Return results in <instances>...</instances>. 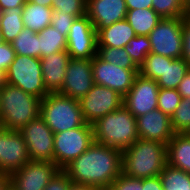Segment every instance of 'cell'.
Returning a JSON list of instances; mask_svg holds the SVG:
<instances>
[{
    "instance_id": "obj_1",
    "label": "cell",
    "mask_w": 190,
    "mask_h": 190,
    "mask_svg": "<svg viewBox=\"0 0 190 190\" xmlns=\"http://www.w3.org/2000/svg\"><path fill=\"white\" fill-rule=\"evenodd\" d=\"M122 152L98 142L63 170L75 184L89 185L97 190H107L122 172Z\"/></svg>"
},
{
    "instance_id": "obj_2",
    "label": "cell",
    "mask_w": 190,
    "mask_h": 190,
    "mask_svg": "<svg viewBox=\"0 0 190 190\" xmlns=\"http://www.w3.org/2000/svg\"><path fill=\"white\" fill-rule=\"evenodd\" d=\"M166 165V145L158 141L138 138L122 152V173L130 177H156Z\"/></svg>"
},
{
    "instance_id": "obj_3",
    "label": "cell",
    "mask_w": 190,
    "mask_h": 190,
    "mask_svg": "<svg viewBox=\"0 0 190 190\" xmlns=\"http://www.w3.org/2000/svg\"><path fill=\"white\" fill-rule=\"evenodd\" d=\"M40 111V98L10 84L0 90L1 128L19 131L24 125L38 118Z\"/></svg>"
},
{
    "instance_id": "obj_4",
    "label": "cell",
    "mask_w": 190,
    "mask_h": 190,
    "mask_svg": "<svg viewBox=\"0 0 190 190\" xmlns=\"http://www.w3.org/2000/svg\"><path fill=\"white\" fill-rule=\"evenodd\" d=\"M92 126L95 142L121 152L139 138L136 118L124 105L98 119Z\"/></svg>"
},
{
    "instance_id": "obj_5",
    "label": "cell",
    "mask_w": 190,
    "mask_h": 190,
    "mask_svg": "<svg viewBox=\"0 0 190 190\" xmlns=\"http://www.w3.org/2000/svg\"><path fill=\"white\" fill-rule=\"evenodd\" d=\"M40 116L54 134L86 124L79 101L59 93H48L41 100Z\"/></svg>"
},
{
    "instance_id": "obj_6",
    "label": "cell",
    "mask_w": 190,
    "mask_h": 190,
    "mask_svg": "<svg viewBox=\"0 0 190 190\" xmlns=\"http://www.w3.org/2000/svg\"><path fill=\"white\" fill-rule=\"evenodd\" d=\"M94 142L93 126H84L54 134L53 162L64 169Z\"/></svg>"
},
{
    "instance_id": "obj_7",
    "label": "cell",
    "mask_w": 190,
    "mask_h": 190,
    "mask_svg": "<svg viewBox=\"0 0 190 190\" xmlns=\"http://www.w3.org/2000/svg\"><path fill=\"white\" fill-rule=\"evenodd\" d=\"M6 73L7 84L19 87L41 100L48 94L43 81L40 58L16 55Z\"/></svg>"
},
{
    "instance_id": "obj_8",
    "label": "cell",
    "mask_w": 190,
    "mask_h": 190,
    "mask_svg": "<svg viewBox=\"0 0 190 190\" xmlns=\"http://www.w3.org/2000/svg\"><path fill=\"white\" fill-rule=\"evenodd\" d=\"M183 22L184 18H162L149 33L151 53L172 59L183 55Z\"/></svg>"
},
{
    "instance_id": "obj_9",
    "label": "cell",
    "mask_w": 190,
    "mask_h": 190,
    "mask_svg": "<svg viewBox=\"0 0 190 190\" xmlns=\"http://www.w3.org/2000/svg\"><path fill=\"white\" fill-rule=\"evenodd\" d=\"M79 103L85 122L92 125L120 108L123 105V96L108 87L94 84Z\"/></svg>"
},
{
    "instance_id": "obj_10",
    "label": "cell",
    "mask_w": 190,
    "mask_h": 190,
    "mask_svg": "<svg viewBox=\"0 0 190 190\" xmlns=\"http://www.w3.org/2000/svg\"><path fill=\"white\" fill-rule=\"evenodd\" d=\"M19 131L23 135L31 160L53 162L54 133L41 116L24 125Z\"/></svg>"
},
{
    "instance_id": "obj_11",
    "label": "cell",
    "mask_w": 190,
    "mask_h": 190,
    "mask_svg": "<svg viewBox=\"0 0 190 190\" xmlns=\"http://www.w3.org/2000/svg\"><path fill=\"white\" fill-rule=\"evenodd\" d=\"M94 84L108 87L125 96L133 86L139 69H125L102 60L97 54L92 59Z\"/></svg>"
},
{
    "instance_id": "obj_12",
    "label": "cell",
    "mask_w": 190,
    "mask_h": 190,
    "mask_svg": "<svg viewBox=\"0 0 190 190\" xmlns=\"http://www.w3.org/2000/svg\"><path fill=\"white\" fill-rule=\"evenodd\" d=\"M67 53L72 59H93L97 54V32L87 15L72 23L67 37Z\"/></svg>"
},
{
    "instance_id": "obj_13",
    "label": "cell",
    "mask_w": 190,
    "mask_h": 190,
    "mask_svg": "<svg viewBox=\"0 0 190 190\" xmlns=\"http://www.w3.org/2000/svg\"><path fill=\"white\" fill-rule=\"evenodd\" d=\"M59 170L54 162L30 160L10 174V185L16 190H44Z\"/></svg>"
},
{
    "instance_id": "obj_14",
    "label": "cell",
    "mask_w": 190,
    "mask_h": 190,
    "mask_svg": "<svg viewBox=\"0 0 190 190\" xmlns=\"http://www.w3.org/2000/svg\"><path fill=\"white\" fill-rule=\"evenodd\" d=\"M30 160L21 132L0 128V172L11 174Z\"/></svg>"
},
{
    "instance_id": "obj_15",
    "label": "cell",
    "mask_w": 190,
    "mask_h": 190,
    "mask_svg": "<svg viewBox=\"0 0 190 190\" xmlns=\"http://www.w3.org/2000/svg\"><path fill=\"white\" fill-rule=\"evenodd\" d=\"M158 83L138 74L133 86L123 97V105L134 115L141 116L158 109Z\"/></svg>"
},
{
    "instance_id": "obj_16",
    "label": "cell",
    "mask_w": 190,
    "mask_h": 190,
    "mask_svg": "<svg viewBox=\"0 0 190 190\" xmlns=\"http://www.w3.org/2000/svg\"><path fill=\"white\" fill-rule=\"evenodd\" d=\"M93 85L92 59L70 58L63 85L58 93L79 101Z\"/></svg>"
},
{
    "instance_id": "obj_17",
    "label": "cell",
    "mask_w": 190,
    "mask_h": 190,
    "mask_svg": "<svg viewBox=\"0 0 190 190\" xmlns=\"http://www.w3.org/2000/svg\"><path fill=\"white\" fill-rule=\"evenodd\" d=\"M137 132L143 140L158 141L165 145L175 135L171 118L160 109L136 117Z\"/></svg>"
},
{
    "instance_id": "obj_18",
    "label": "cell",
    "mask_w": 190,
    "mask_h": 190,
    "mask_svg": "<svg viewBox=\"0 0 190 190\" xmlns=\"http://www.w3.org/2000/svg\"><path fill=\"white\" fill-rule=\"evenodd\" d=\"M127 11L125 0H87L86 4V15L95 29H104L125 19Z\"/></svg>"
},
{
    "instance_id": "obj_19",
    "label": "cell",
    "mask_w": 190,
    "mask_h": 190,
    "mask_svg": "<svg viewBox=\"0 0 190 190\" xmlns=\"http://www.w3.org/2000/svg\"><path fill=\"white\" fill-rule=\"evenodd\" d=\"M70 56L67 51L53 53L40 58L43 81L48 93H58L66 76Z\"/></svg>"
},
{
    "instance_id": "obj_20",
    "label": "cell",
    "mask_w": 190,
    "mask_h": 190,
    "mask_svg": "<svg viewBox=\"0 0 190 190\" xmlns=\"http://www.w3.org/2000/svg\"><path fill=\"white\" fill-rule=\"evenodd\" d=\"M95 30L97 32V48H124L131 39L137 36L126 19L117 21L110 27Z\"/></svg>"
},
{
    "instance_id": "obj_21",
    "label": "cell",
    "mask_w": 190,
    "mask_h": 190,
    "mask_svg": "<svg viewBox=\"0 0 190 190\" xmlns=\"http://www.w3.org/2000/svg\"><path fill=\"white\" fill-rule=\"evenodd\" d=\"M167 164L190 173V136L175 133L166 145Z\"/></svg>"
},
{
    "instance_id": "obj_22",
    "label": "cell",
    "mask_w": 190,
    "mask_h": 190,
    "mask_svg": "<svg viewBox=\"0 0 190 190\" xmlns=\"http://www.w3.org/2000/svg\"><path fill=\"white\" fill-rule=\"evenodd\" d=\"M52 7L26 2L23 6L22 20L24 26L31 31L39 33L51 25Z\"/></svg>"
},
{
    "instance_id": "obj_23",
    "label": "cell",
    "mask_w": 190,
    "mask_h": 190,
    "mask_svg": "<svg viewBox=\"0 0 190 190\" xmlns=\"http://www.w3.org/2000/svg\"><path fill=\"white\" fill-rule=\"evenodd\" d=\"M125 19L136 35L148 36L162 18L152 8H149L128 10Z\"/></svg>"
},
{
    "instance_id": "obj_24",
    "label": "cell",
    "mask_w": 190,
    "mask_h": 190,
    "mask_svg": "<svg viewBox=\"0 0 190 190\" xmlns=\"http://www.w3.org/2000/svg\"><path fill=\"white\" fill-rule=\"evenodd\" d=\"M189 71L190 65L183 58L165 61V69L156 82L160 89H177Z\"/></svg>"
},
{
    "instance_id": "obj_25",
    "label": "cell",
    "mask_w": 190,
    "mask_h": 190,
    "mask_svg": "<svg viewBox=\"0 0 190 190\" xmlns=\"http://www.w3.org/2000/svg\"><path fill=\"white\" fill-rule=\"evenodd\" d=\"M22 13L23 7H16L0 14V33L3 42L11 43L25 28Z\"/></svg>"
},
{
    "instance_id": "obj_26",
    "label": "cell",
    "mask_w": 190,
    "mask_h": 190,
    "mask_svg": "<svg viewBox=\"0 0 190 190\" xmlns=\"http://www.w3.org/2000/svg\"><path fill=\"white\" fill-rule=\"evenodd\" d=\"M40 58L67 51V38L51 25L39 32Z\"/></svg>"
},
{
    "instance_id": "obj_27",
    "label": "cell",
    "mask_w": 190,
    "mask_h": 190,
    "mask_svg": "<svg viewBox=\"0 0 190 190\" xmlns=\"http://www.w3.org/2000/svg\"><path fill=\"white\" fill-rule=\"evenodd\" d=\"M16 55L40 58L39 33L24 28L22 32L11 42Z\"/></svg>"
},
{
    "instance_id": "obj_28",
    "label": "cell",
    "mask_w": 190,
    "mask_h": 190,
    "mask_svg": "<svg viewBox=\"0 0 190 190\" xmlns=\"http://www.w3.org/2000/svg\"><path fill=\"white\" fill-rule=\"evenodd\" d=\"M163 190H190V173L166 165L160 172Z\"/></svg>"
},
{
    "instance_id": "obj_29",
    "label": "cell",
    "mask_w": 190,
    "mask_h": 190,
    "mask_svg": "<svg viewBox=\"0 0 190 190\" xmlns=\"http://www.w3.org/2000/svg\"><path fill=\"white\" fill-rule=\"evenodd\" d=\"M134 64L139 68L151 53L150 39L147 35H137L124 47Z\"/></svg>"
},
{
    "instance_id": "obj_30",
    "label": "cell",
    "mask_w": 190,
    "mask_h": 190,
    "mask_svg": "<svg viewBox=\"0 0 190 190\" xmlns=\"http://www.w3.org/2000/svg\"><path fill=\"white\" fill-rule=\"evenodd\" d=\"M97 55L104 61L125 69H139L124 48H97Z\"/></svg>"
},
{
    "instance_id": "obj_31",
    "label": "cell",
    "mask_w": 190,
    "mask_h": 190,
    "mask_svg": "<svg viewBox=\"0 0 190 190\" xmlns=\"http://www.w3.org/2000/svg\"><path fill=\"white\" fill-rule=\"evenodd\" d=\"M174 59L159 54L150 53L147 55L143 64L139 67V74L145 78L157 80L162 76L165 69V61Z\"/></svg>"
},
{
    "instance_id": "obj_32",
    "label": "cell",
    "mask_w": 190,
    "mask_h": 190,
    "mask_svg": "<svg viewBox=\"0 0 190 190\" xmlns=\"http://www.w3.org/2000/svg\"><path fill=\"white\" fill-rule=\"evenodd\" d=\"M152 9L161 18H184L190 14L184 8L182 0H152Z\"/></svg>"
},
{
    "instance_id": "obj_33",
    "label": "cell",
    "mask_w": 190,
    "mask_h": 190,
    "mask_svg": "<svg viewBox=\"0 0 190 190\" xmlns=\"http://www.w3.org/2000/svg\"><path fill=\"white\" fill-rule=\"evenodd\" d=\"M175 133H186L190 128V98H182L181 103L171 116Z\"/></svg>"
},
{
    "instance_id": "obj_34",
    "label": "cell",
    "mask_w": 190,
    "mask_h": 190,
    "mask_svg": "<svg viewBox=\"0 0 190 190\" xmlns=\"http://www.w3.org/2000/svg\"><path fill=\"white\" fill-rule=\"evenodd\" d=\"M181 100L182 97L177 89H159L157 107L171 118Z\"/></svg>"
},
{
    "instance_id": "obj_35",
    "label": "cell",
    "mask_w": 190,
    "mask_h": 190,
    "mask_svg": "<svg viewBox=\"0 0 190 190\" xmlns=\"http://www.w3.org/2000/svg\"><path fill=\"white\" fill-rule=\"evenodd\" d=\"M87 0H52L53 10H62L63 13L80 18L86 15Z\"/></svg>"
},
{
    "instance_id": "obj_36",
    "label": "cell",
    "mask_w": 190,
    "mask_h": 190,
    "mask_svg": "<svg viewBox=\"0 0 190 190\" xmlns=\"http://www.w3.org/2000/svg\"><path fill=\"white\" fill-rule=\"evenodd\" d=\"M76 19L74 15L65 14L62 10H53L51 15V26L67 38L72 23Z\"/></svg>"
},
{
    "instance_id": "obj_37",
    "label": "cell",
    "mask_w": 190,
    "mask_h": 190,
    "mask_svg": "<svg viewBox=\"0 0 190 190\" xmlns=\"http://www.w3.org/2000/svg\"><path fill=\"white\" fill-rule=\"evenodd\" d=\"M107 190H141V179L127 176L121 172Z\"/></svg>"
},
{
    "instance_id": "obj_38",
    "label": "cell",
    "mask_w": 190,
    "mask_h": 190,
    "mask_svg": "<svg viewBox=\"0 0 190 190\" xmlns=\"http://www.w3.org/2000/svg\"><path fill=\"white\" fill-rule=\"evenodd\" d=\"M72 183L68 174L63 169H60L44 190H69Z\"/></svg>"
},
{
    "instance_id": "obj_39",
    "label": "cell",
    "mask_w": 190,
    "mask_h": 190,
    "mask_svg": "<svg viewBox=\"0 0 190 190\" xmlns=\"http://www.w3.org/2000/svg\"><path fill=\"white\" fill-rule=\"evenodd\" d=\"M16 57L15 51L12 49L11 43H0V68L7 71Z\"/></svg>"
},
{
    "instance_id": "obj_40",
    "label": "cell",
    "mask_w": 190,
    "mask_h": 190,
    "mask_svg": "<svg viewBox=\"0 0 190 190\" xmlns=\"http://www.w3.org/2000/svg\"><path fill=\"white\" fill-rule=\"evenodd\" d=\"M182 58L190 65V14L183 22V55Z\"/></svg>"
},
{
    "instance_id": "obj_41",
    "label": "cell",
    "mask_w": 190,
    "mask_h": 190,
    "mask_svg": "<svg viewBox=\"0 0 190 190\" xmlns=\"http://www.w3.org/2000/svg\"><path fill=\"white\" fill-rule=\"evenodd\" d=\"M141 190H163L159 176L141 179Z\"/></svg>"
},
{
    "instance_id": "obj_42",
    "label": "cell",
    "mask_w": 190,
    "mask_h": 190,
    "mask_svg": "<svg viewBox=\"0 0 190 190\" xmlns=\"http://www.w3.org/2000/svg\"><path fill=\"white\" fill-rule=\"evenodd\" d=\"M128 10L152 8V0H125Z\"/></svg>"
},
{
    "instance_id": "obj_43",
    "label": "cell",
    "mask_w": 190,
    "mask_h": 190,
    "mask_svg": "<svg viewBox=\"0 0 190 190\" xmlns=\"http://www.w3.org/2000/svg\"><path fill=\"white\" fill-rule=\"evenodd\" d=\"M177 91L182 98H190V71L184 76L183 80L179 83Z\"/></svg>"
},
{
    "instance_id": "obj_44",
    "label": "cell",
    "mask_w": 190,
    "mask_h": 190,
    "mask_svg": "<svg viewBox=\"0 0 190 190\" xmlns=\"http://www.w3.org/2000/svg\"><path fill=\"white\" fill-rule=\"evenodd\" d=\"M25 3V0H0V7L2 11H5L11 8L23 7Z\"/></svg>"
},
{
    "instance_id": "obj_45",
    "label": "cell",
    "mask_w": 190,
    "mask_h": 190,
    "mask_svg": "<svg viewBox=\"0 0 190 190\" xmlns=\"http://www.w3.org/2000/svg\"><path fill=\"white\" fill-rule=\"evenodd\" d=\"M10 185V174L0 172V190H6Z\"/></svg>"
},
{
    "instance_id": "obj_46",
    "label": "cell",
    "mask_w": 190,
    "mask_h": 190,
    "mask_svg": "<svg viewBox=\"0 0 190 190\" xmlns=\"http://www.w3.org/2000/svg\"><path fill=\"white\" fill-rule=\"evenodd\" d=\"M69 190H97V189L93 188V187H91L89 185L72 183Z\"/></svg>"
},
{
    "instance_id": "obj_47",
    "label": "cell",
    "mask_w": 190,
    "mask_h": 190,
    "mask_svg": "<svg viewBox=\"0 0 190 190\" xmlns=\"http://www.w3.org/2000/svg\"><path fill=\"white\" fill-rule=\"evenodd\" d=\"M7 84V73L0 68V90Z\"/></svg>"
},
{
    "instance_id": "obj_48",
    "label": "cell",
    "mask_w": 190,
    "mask_h": 190,
    "mask_svg": "<svg viewBox=\"0 0 190 190\" xmlns=\"http://www.w3.org/2000/svg\"><path fill=\"white\" fill-rule=\"evenodd\" d=\"M26 2H33L40 5H45L48 7L52 6V0H25Z\"/></svg>"
},
{
    "instance_id": "obj_49",
    "label": "cell",
    "mask_w": 190,
    "mask_h": 190,
    "mask_svg": "<svg viewBox=\"0 0 190 190\" xmlns=\"http://www.w3.org/2000/svg\"><path fill=\"white\" fill-rule=\"evenodd\" d=\"M184 8L190 13V0H182Z\"/></svg>"
},
{
    "instance_id": "obj_50",
    "label": "cell",
    "mask_w": 190,
    "mask_h": 190,
    "mask_svg": "<svg viewBox=\"0 0 190 190\" xmlns=\"http://www.w3.org/2000/svg\"><path fill=\"white\" fill-rule=\"evenodd\" d=\"M6 190H16L13 186L9 185V187Z\"/></svg>"
},
{
    "instance_id": "obj_51",
    "label": "cell",
    "mask_w": 190,
    "mask_h": 190,
    "mask_svg": "<svg viewBox=\"0 0 190 190\" xmlns=\"http://www.w3.org/2000/svg\"><path fill=\"white\" fill-rule=\"evenodd\" d=\"M3 42V39H2V36H1V33H0V43Z\"/></svg>"
},
{
    "instance_id": "obj_52",
    "label": "cell",
    "mask_w": 190,
    "mask_h": 190,
    "mask_svg": "<svg viewBox=\"0 0 190 190\" xmlns=\"http://www.w3.org/2000/svg\"><path fill=\"white\" fill-rule=\"evenodd\" d=\"M186 134L190 136V128H189V130L186 132Z\"/></svg>"
}]
</instances>
